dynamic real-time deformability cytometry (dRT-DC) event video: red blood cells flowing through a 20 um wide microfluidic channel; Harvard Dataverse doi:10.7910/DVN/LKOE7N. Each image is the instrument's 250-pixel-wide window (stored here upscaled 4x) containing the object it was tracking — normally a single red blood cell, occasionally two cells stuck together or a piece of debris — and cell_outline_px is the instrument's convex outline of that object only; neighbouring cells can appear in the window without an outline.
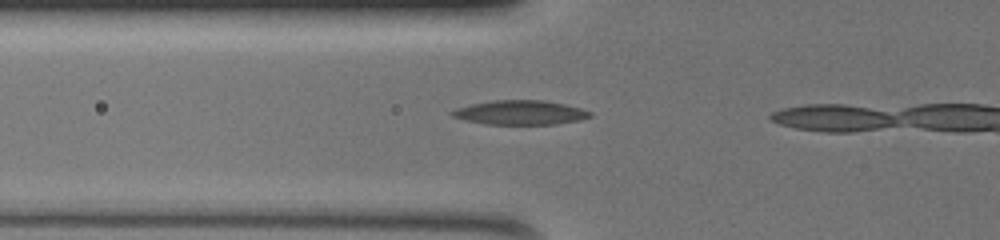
{"species": "common noctule bat (a hibernating species)", "species_latin": "Nyctalus noctula", "temperature_condition": "warm", "stored_images_in_passage": 10, "camera_frame_rate_fps": 3000, "um_per_image_px": 0.085, "animal": {"sex": "female", "body_mass_g": 19.5, "forearm_length_mm": 54.1}, "frame": {"image": 1, "passage_image": 5, "time_ms": 1.333, "image_size_px": [1000, 240], "cell_outline_px": [[592, 116], [580, 120], [556, 124], [488, 124], [468, 120], [452, 116], [452, 112], [456, 108], [472, 104], [492, 100], [544, 100], [564, 104], [580, 108], [592, 112]], "centroid_in_image_um": [44.27, 9.56], "position_along_channel_um": 81.5, "area_um2": 19.31}}
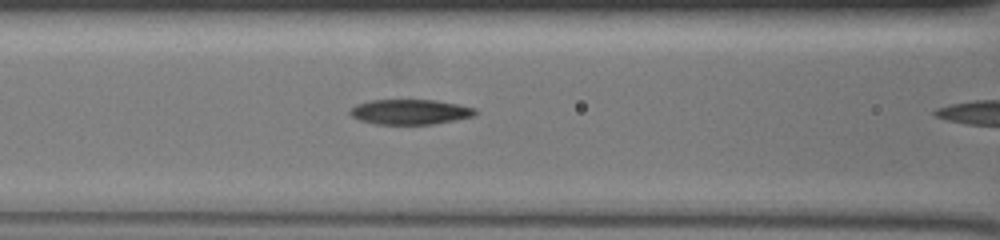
{"frame": {"image": 2, "passage_image": 9, "time_ms": 2.667, "image_size_px": [1000, 240], "cell_outline_px": [[476, 112], [472, 116], [432, 124], [376, 124], [360, 120], [352, 116], [348, 112], [356, 104], [372, 100], [436, 100], [476, 108]], "centroid_in_image_um": [34.82, 9.5], "position_along_channel_um": 131.8, "area_um2": 18.03}}